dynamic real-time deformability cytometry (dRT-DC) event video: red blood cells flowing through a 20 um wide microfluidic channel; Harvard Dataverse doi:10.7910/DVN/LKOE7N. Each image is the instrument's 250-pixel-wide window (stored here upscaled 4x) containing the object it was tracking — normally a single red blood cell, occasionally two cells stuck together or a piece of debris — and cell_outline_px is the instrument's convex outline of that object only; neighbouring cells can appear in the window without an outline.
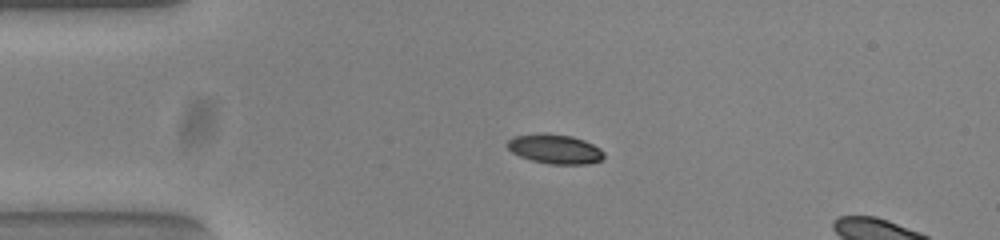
{"species": "common noctule bat (a hibernating species)", "species_latin": "Nyctalus noctula", "temperature_condition": "warm", "stored_images_in_passage": 40, "camera_frame_rate_fps": 3000, "um_per_image_px": 0.085, "animal": {"sex": "female", "body_mass_g": 23.0, "forearm_length_mm": 53.4}, "frame": {"image": 1, "passage_image": 1, "time_ms": 0.0, "image_size_px": [1000, 240], "cell_outline_px": [[604, 156], [600, 160], [588, 164], [548, 164], [532, 160], [520, 156], [512, 152], [508, 148], [508, 140], [512, 136], [572, 136], [584, 140], [600, 148], [604, 152]], "centroid_in_image_um": [47.22, 12.72], "position_along_channel_um": 37.8, "area_um2": 15.78}}
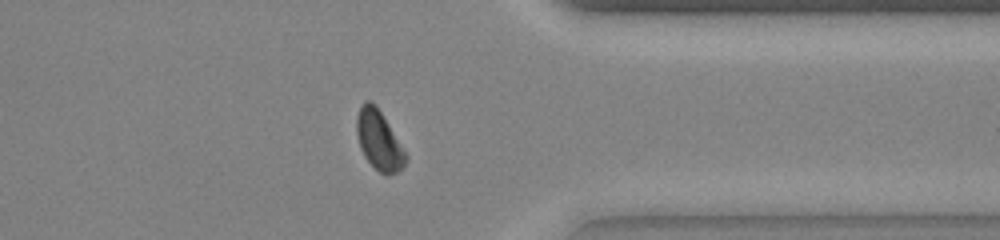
{"frame": {"image": 2, "passage_image": 31, "time_ms": 10.0, "image_size_px": [1000, 240], "cell_outline_px": [[408, 160], [396, 172], [388, 176], [384, 176], [364, 156], [360, 148], [356, 132], [356, 116], [364, 100], [372, 100], [376, 104], [408, 156]], "centroid_in_image_um": [32.2, 11.9], "position_along_channel_um": 379.2, "area_um2": 16.94}}
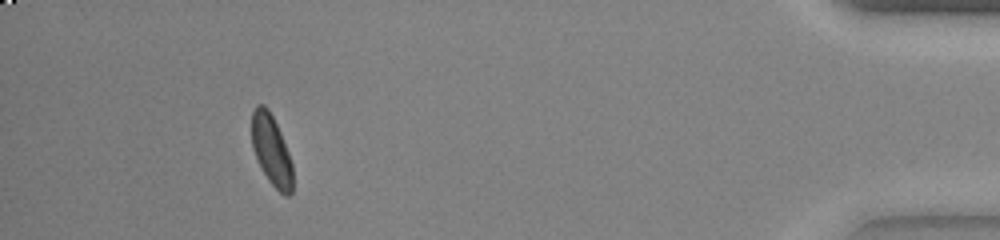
{"frame": {"image": 3, "passage_image": 38, "time_ms": 12.333, "image_size_px": [1000, 240], "cell_outline_px": [[292, 192], [288, 196], [284, 196], [268, 180], [252, 148], [252, 112], [256, 104], [264, 104], [268, 108], [280, 132], [288, 152], [292, 164]], "centroid_in_image_um": [23.07, 12.75], "position_along_channel_um": 412.1, "area_um2": 16.59}, "authors_computed_cell_mechanics": {"area_um2": 17.2244, "velocity_mm_per_s": 3.8218, "shape_relaxation_time_tau1_ms": 3.2185, "shape_relaxation_time_tau2_ms": 2.8139, "deformation_change_tau1": 0.1192, "deformation_change_tau2": 0.0575}}